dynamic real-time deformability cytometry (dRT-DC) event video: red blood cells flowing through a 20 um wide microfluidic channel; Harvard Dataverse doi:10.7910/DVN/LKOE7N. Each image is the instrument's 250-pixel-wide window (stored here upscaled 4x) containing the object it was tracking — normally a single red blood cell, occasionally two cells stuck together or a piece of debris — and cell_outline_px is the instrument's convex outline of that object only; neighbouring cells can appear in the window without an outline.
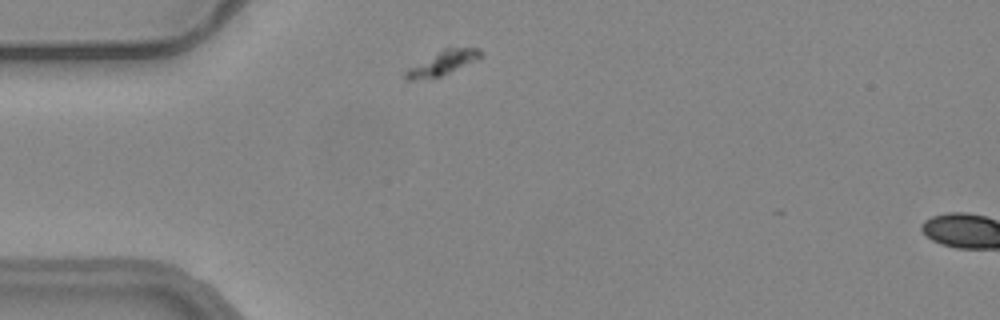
{"species": "common noctule bat (a hibernating species)", "species_latin": "Nyctalus noctula", "temperature_condition": "warm", "stored_images_in_passage": 4, "camera_frame_rate_fps": 3000, "um_per_image_px": 0.085, "animal": {"sex": "female", "body_mass_g": 24.6, "forearm_length_mm": 56.2}, "frame": {"image": 1, "passage_image": 1, "time_ms": 0.0, "image_size_px": [1000, 320], "cell_outline_px": [[484, 56], [440, 76], [412, 80], [408, 80], [404, 76], [404, 72], [408, 68], [444, 48], [480, 48], [484, 52]], "centroid_in_image_um": [37.65, 5.33], "position_along_channel_um": 47.4, "area_um2": 10.29}}